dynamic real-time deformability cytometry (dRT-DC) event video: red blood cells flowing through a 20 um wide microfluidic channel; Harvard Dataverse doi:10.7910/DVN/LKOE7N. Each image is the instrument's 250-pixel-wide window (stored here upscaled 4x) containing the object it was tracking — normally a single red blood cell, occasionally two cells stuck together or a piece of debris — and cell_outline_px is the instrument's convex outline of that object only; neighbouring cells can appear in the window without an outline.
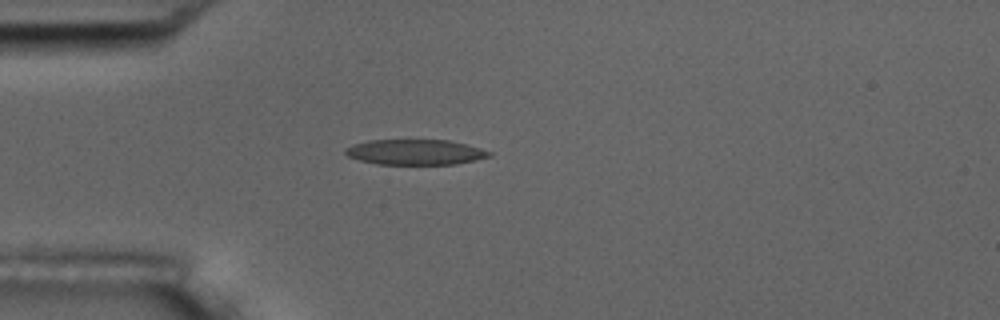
{"species": "common noctule bat (a hibernating species)", "species_latin": "Nyctalus noctula", "temperature_condition": "room temperature", "stored_images_in_passage": 1, "camera_frame_rate_fps": 3000, "um_per_image_px": 0.085, "animal": {"sex": "male", "body_mass_g": 17.5, "forearm_length_mm": 52.3}, "frame": {"image": 1, "passage_image": 1, "time_ms": 0.0, "image_size_px": [1000, 320], "cell_outline_px": [[492, 156], [476, 160], [456, 164], [376, 164], [360, 160], [348, 156], [344, 152], [344, 148], [352, 144], [368, 140], [448, 140], [480, 148], [492, 152]], "centroid_in_image_um": [35.28, 12.93], "position_along_channel_um": 49.7, "area_um2": 21.27}}